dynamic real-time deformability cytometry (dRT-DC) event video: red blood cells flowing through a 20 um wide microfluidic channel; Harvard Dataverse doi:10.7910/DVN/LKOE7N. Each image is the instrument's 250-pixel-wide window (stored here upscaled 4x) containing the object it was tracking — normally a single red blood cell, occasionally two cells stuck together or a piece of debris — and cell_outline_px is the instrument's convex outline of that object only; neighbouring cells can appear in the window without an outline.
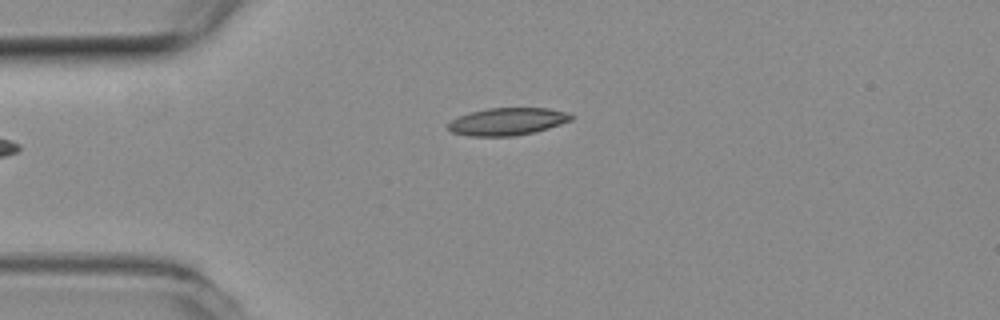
{"species": "common noctule bat (a hibernating species)", "species_latin": "Nyctalus noctula", "temperature_condition": "room temperature", "stored_images_in_passage": 2, "camera_frame_rate_fps": 3000, "um_per_image_px": 0.085, "animal": {"sex": "female", "body_mass_g": 19.3, "forearm_length_mm": 54.1}, "frame": {"image": 1, "passage_image": 2, "time_ms": 0.333, "image_size_px": [1000, 320], "cell_outline_px": [[576, 116], [572, 120], [536, 132], [512, 136], [472, 136], [452, 132], [448, 128], [448, 124], [452, 120], [460, 116], [472, 112], [488, 108], [548, 108], [572, 112]], "centroid_in_image_um": [43.22, 10.32], "position_along_channel_um": 41.8, "area_um2": 19.71}}